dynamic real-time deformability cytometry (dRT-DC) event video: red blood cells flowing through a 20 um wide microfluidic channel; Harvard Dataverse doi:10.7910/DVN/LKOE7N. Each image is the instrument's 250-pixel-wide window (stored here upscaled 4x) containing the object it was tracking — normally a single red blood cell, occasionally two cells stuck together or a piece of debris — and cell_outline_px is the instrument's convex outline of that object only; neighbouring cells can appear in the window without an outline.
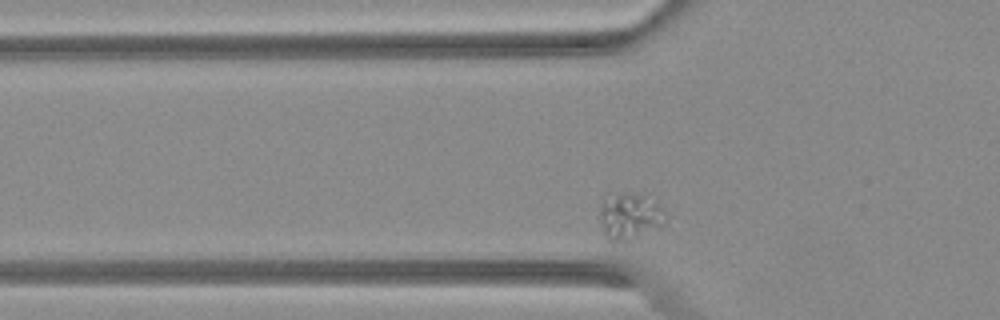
{"species": "Egyptian fruit bat (a non-hibernating species)", "species_latin": "Rousettus aegyptiacus", "temperature_condition": "warm", "stored_images_in_passage": 34, "camera_frame_rate_fps": 3000, "um_per_image_px": 0.085, "animal": {"sex": "female"}, "frame": {"image": 1, "passage_image": 7, "time_ms": 2.0, "image_size_px": [1000, 320], "cell_outline_px": [[668, 216], [664, 224], [628, 240], [616, 244], [608, 240], [604, 232], [600, 216], [600, 208], [604, 192], [632, 192], [644, 196], [660, 204], [664, 208]], "centroid_in_image_um": [53.5, 18.32], "position_along_channel_um": 72.3, "area_um2": 18.32}}